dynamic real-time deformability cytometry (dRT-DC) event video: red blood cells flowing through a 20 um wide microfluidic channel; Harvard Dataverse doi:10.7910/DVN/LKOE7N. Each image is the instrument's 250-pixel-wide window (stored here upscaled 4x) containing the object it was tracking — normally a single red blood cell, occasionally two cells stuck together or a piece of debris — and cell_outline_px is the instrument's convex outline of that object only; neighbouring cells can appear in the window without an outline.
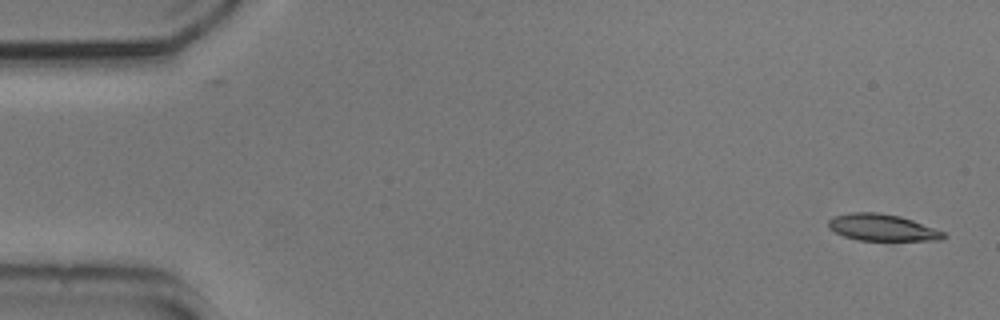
{"species": "common noctule bat (a hibernating species)", "species_latin": "Nyctalus noctula", "temperature_condition": "cold", "stored_images_in_passage": 38, "camera_frame_rate_fps": 3000, "um_per_image_px": 0.085, "animal": {"sex": "male", "body_mass_g": 20.5, "forearm_length_mm": 52.5}, "frame": {"image": 1, "passage_image": 1, "time_ms": 0.0, "image_size_px": [1000, 320], "cell_outline_px": [[948, 236], [940, 240], [856, 240], [844, 236], [828, 228], [828, 220], [832, 216], [852, 212], [876, 212], [900, 216], [912, 220], [944, 232]], "centroid_in_image_um": [74.95, 19.33], "position_along_channel_um": 10.0, "area_um2": 17.86}}
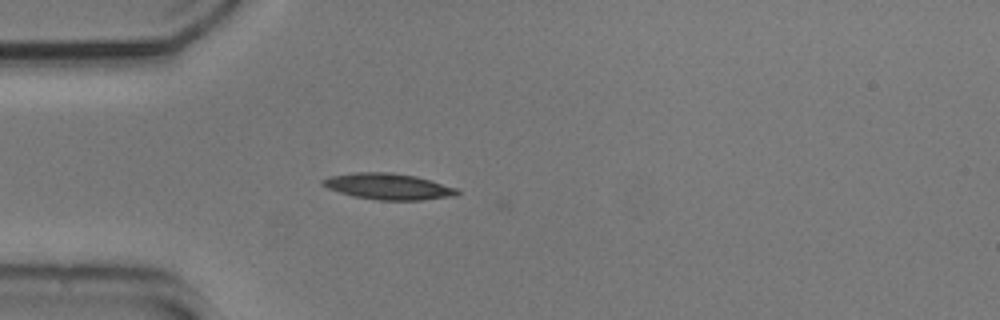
{"frame": {"image": 2, "passage_image": 14, "time_ms": 4.333, "image_size_px": [1000, 320], "cell_outline_px": [[460, 192], [456, 196], [420, 200], [380, 200], [352, 196], [328, 188], [320, 184], [320, 180], [328, 176], [356, 172], [392, 172], [416, 176], [456, 188]], "centroid_in_image_um": [32.97, 15.84], "position_along_channel_um": 52.0, "area_um2": 20.52}}
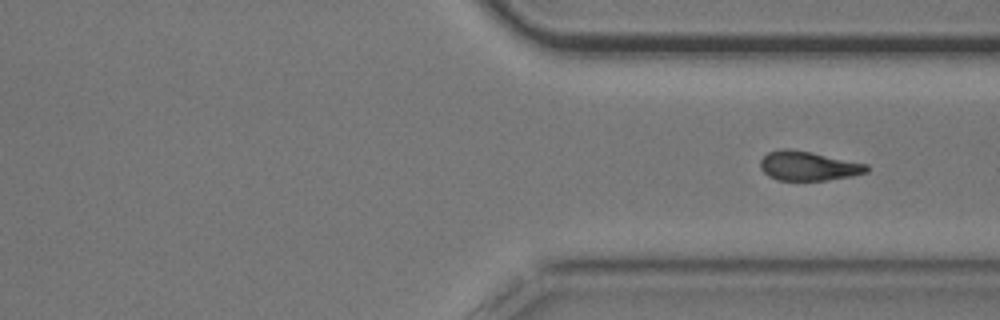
{"frame": {"image": 3, "passage_image": 38, "time_ms": 12.333, "image_size_px": [1000, 320], "cell_outline_px": [[872, 168], [868, 172], [852, 176], [824, 180], [776, 180], [768, 176], [760, 168], [760, 160], [768, 152], [780, 148], [788, 148], [812, 152], [868, 164]], "centroid_in_image_um": [68.71, 14.1], "position_along_channel_um": 342.7, "area_um2": 18.38}}